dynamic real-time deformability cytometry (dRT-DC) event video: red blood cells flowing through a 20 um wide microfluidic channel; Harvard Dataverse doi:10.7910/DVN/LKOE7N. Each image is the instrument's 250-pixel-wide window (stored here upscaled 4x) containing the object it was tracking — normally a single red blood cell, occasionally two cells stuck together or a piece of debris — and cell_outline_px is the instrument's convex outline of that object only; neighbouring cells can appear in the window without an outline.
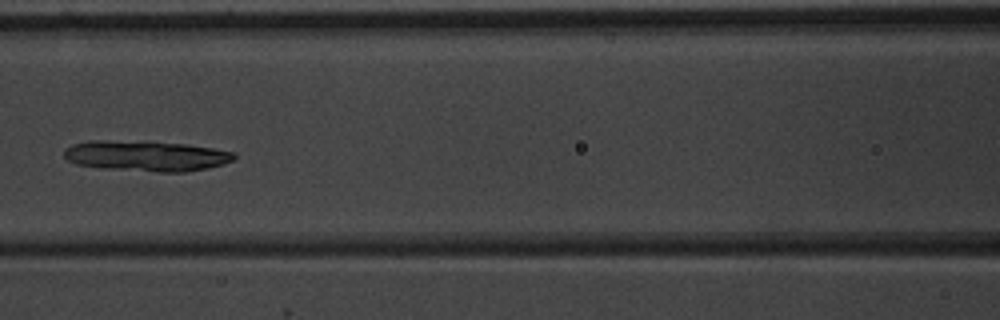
{"species": "common noctule bat (a hibernating species)", "species_latin": "Nyctalus noctula", "temperature_condition": "warm", "stored_images_in_passage": 7, "camera_frame_rate_fps": 3000, "um_per_image_px": 0.085, "animal": {"sex": "male", "body_mass_g": 20.1, "forearm_length_mm": 53.5}, "frame": {"image": 1, "passage_image": 7, "time_ms": 7.0, "image_size_px": [1000, 320], "cell_outline_px": [[236, 160], [224, 164], [208, 168], [184, 172], [160, 172], [100, 168], [76, 164], [68, 160], [64, 156], [64, 148], [72, 144], [88, 140], [104, 140], [188, 144], [236, 152]], "centroid_in_image_um": [12.44, 13.26], "position_along_channel_um": 154.2, "area_um2": 30.4}}